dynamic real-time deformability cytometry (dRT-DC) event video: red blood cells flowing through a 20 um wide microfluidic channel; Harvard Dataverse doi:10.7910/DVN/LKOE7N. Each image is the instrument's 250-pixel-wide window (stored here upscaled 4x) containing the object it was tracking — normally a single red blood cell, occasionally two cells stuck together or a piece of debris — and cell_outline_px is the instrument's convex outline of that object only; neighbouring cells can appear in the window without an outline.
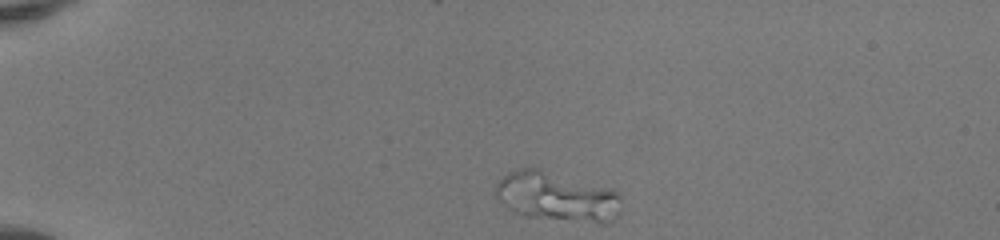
{"species": "human", "species_latin": "Homo sapiens", "temperature_condition": "room temperature", "stored_images_in_passage": 40, "camera_frame_rate_fps": 3000, "um_per_image_px": 0.085, "donor": {"sex": "female"}, "frame": {"image": 1, "passage_image": 1, "time_ms": 0.0, "image_size_px": [1000, 240], "cell_outline_px": [[620, 200], [616, 216], [612, 220], [604, 224], [600, 224], [528, 216], [516, 212], [504, 204], [496, 196], [496, 184], [508, 172], [520, 168], [540, 168], [612, 188], [620, 196]], "centroid_in_image_um": [47.36, 16.7], "position_along_channel_um": 37.6, "area_um2": 36.07}}
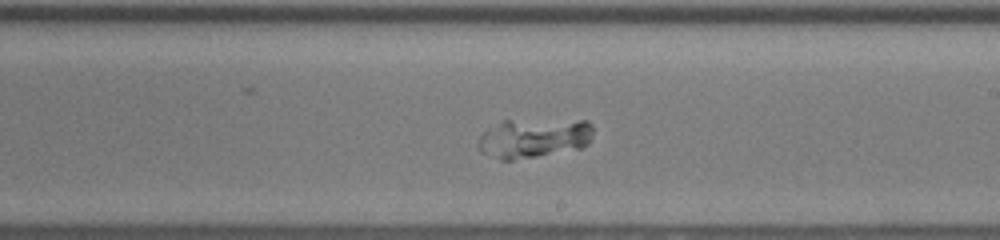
{"frame": {"image": 2, "passage_image": 21, "time_ms": 6.667, "image_size_px": [1000, 240], "cell_outline_px": [[592, 136], [588, 144], [584, 148], [512, 160], [500, 160], [480, 152], [476, 144], [480, 136], [484, 132], [504, 120], [588, 120], [592, 124]], "centroid_in_image_um": [45.39, 11.74], "position_along_channel_um": 243.6, "area_um2": 26.59}}
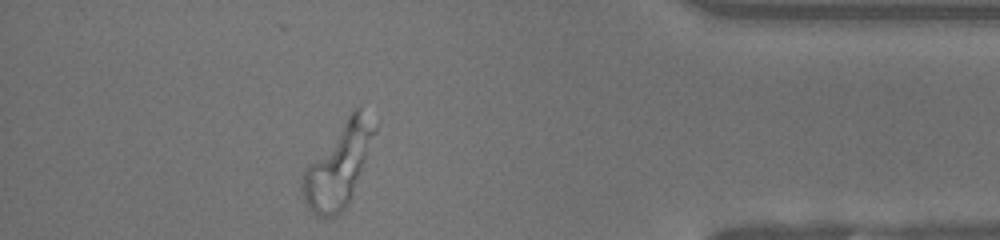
{"frame": {"image": 3, "passage_image": 35, "time_ms": 11.333, "image_size_px": [1000, 240], "cell_outline_px": [[380, 120], [376, 132], [348, 204], [336, 216], [316, 216], [304, 204], [300, 188], [300, 184], [304, 168], [348, 116], [356, 108], [360, 108]], "centroid_in_image_um": [28.77, 14.04], "position_along_channel_um": 406.4, "area_um2": 34.62}}